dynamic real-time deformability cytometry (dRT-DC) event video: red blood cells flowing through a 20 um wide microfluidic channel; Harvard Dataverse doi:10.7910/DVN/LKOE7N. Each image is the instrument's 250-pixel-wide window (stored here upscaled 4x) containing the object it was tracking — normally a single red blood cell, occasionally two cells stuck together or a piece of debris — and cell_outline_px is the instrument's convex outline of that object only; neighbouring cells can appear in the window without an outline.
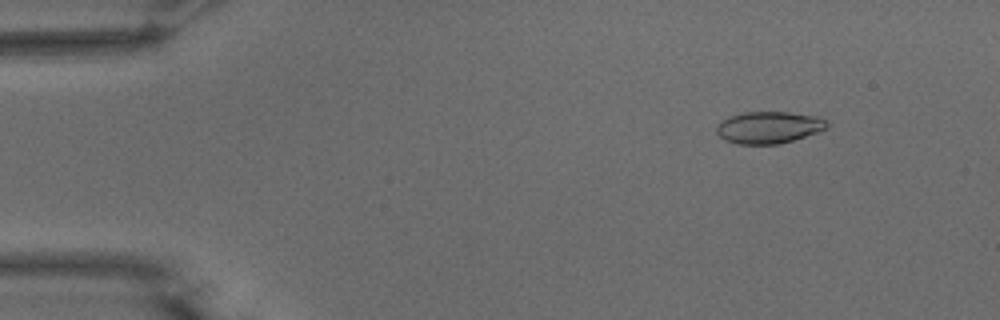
{"species": "common noctule bat (a hibernating species)", "species_latin": "Nyctalus noctula", "temperature_condition": "warm", "stored_images_in_passage": 55, "camera_frame_rate_fps": 3000, "um_per_image_px": 0.085, "animal": {"sex": "male", "body_mass_g": 15.6}, "frame": {"image": 1, "passage_image": 7, "time_ms": 2.0, "image_size_px": [1000, 320], "cell_outline_px": [[828, 128], [792, 140], [776, 144], [736, 144], [724, 140], [716, 132], [716, 124], [728, 116], [744, 112], [788, 112], [820, 116], [828, 120]], "centroid_in_image_um": [65.33, 10.82], "position_along_channel_um": 19.7, "area_um2": 20.69}}
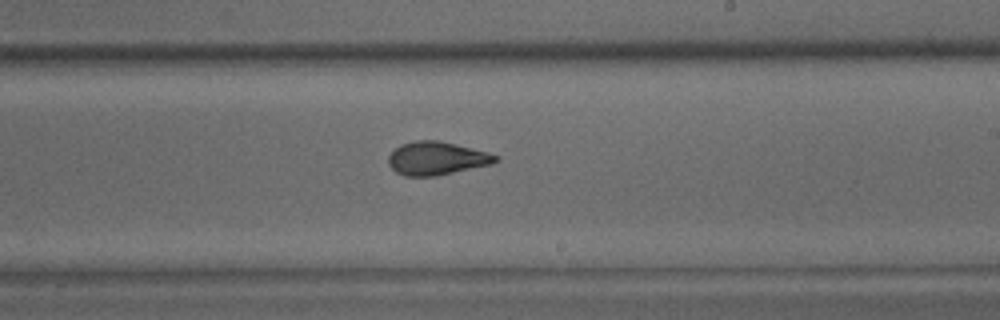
{"frame": {"image": 2, "passage_image": 33, "time_ms": 10.667, "image_size_px": [1000, 320], "cell_outline_px": [[500, 160], [492, 164], [436, 176], [404, 176], [396, 172], [388, 164], [388, 156], [400, 144], [416, 140], [440, 140], [488, 152], [500, 156]], "centroid_in_image_um": [37.13, 13.45], "position_along_channel_um": 251.9, "area_um2": 20.92}}
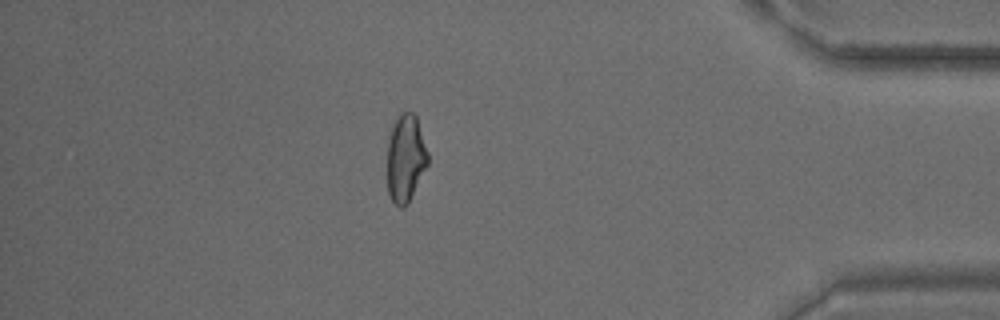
{"frame": {"image": 3, "passage_image": 48, "time_ms": 15.667, "image_size_px": [1000, 320], "cell_outline_px": [[428, 164], [408, 204], [404, 208], [400, 208], [392, 200], [388, 192], [388, 128], [404, 112], [412, 112], [416, 116], [428, 152]], "centroid_in_image_um": [34.47, 13.46], "position_along_channel_um": 400.7, "area_um2": 20.75}, "authors_computed_cell_mechanics": {"area_um2": 20.9814, "velocity_mm_per_s": 3.7261, "shape_relaxation_time_tau1_ms": 9.6462, "shape_relaxation_time_tau2_ms": 1.4256, "deformation_change_tau1": 0.2487, "deformation_change_tau2": 0.0735}}